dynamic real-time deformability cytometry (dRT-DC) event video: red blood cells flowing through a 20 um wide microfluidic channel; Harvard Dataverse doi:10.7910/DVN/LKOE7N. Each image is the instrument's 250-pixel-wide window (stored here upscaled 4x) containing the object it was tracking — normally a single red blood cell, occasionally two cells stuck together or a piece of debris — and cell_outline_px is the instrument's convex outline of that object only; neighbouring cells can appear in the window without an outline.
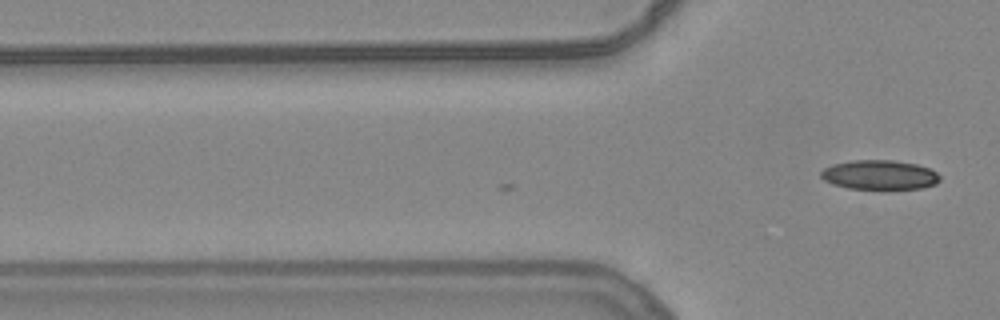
{"species": "common noctule bat (a hibernating species)", "species_latin": "Nyctalus noctula", "temperature_condition": "warm", "stored_images_in_passage": 4, "camera_frame_rate_fps": 3000, "um_per_image_px": 0.085, "animal": {"sex": "female", "body_mass_g": 24.6, "forearm_length_mm": 56.2}, "frame": {"image": 1, "passage_image": 4, "time_ms": 1.0, "image_size_px": [1000, 320], "cell_outline_px": [[940, 180], [936, 184], [920, 188], [848, 188], [832, 184], [824, 180], [820, 176], [820, 172], [824, 168], [832, 164], [852, 160], [892, 160], [916, 164], [928, 168], [936, 172], [940, 176]], "centroid_in_image_um": [74.73, 14.85], "position_along_channel_um": 51.1, "area_um2": 20.23}}